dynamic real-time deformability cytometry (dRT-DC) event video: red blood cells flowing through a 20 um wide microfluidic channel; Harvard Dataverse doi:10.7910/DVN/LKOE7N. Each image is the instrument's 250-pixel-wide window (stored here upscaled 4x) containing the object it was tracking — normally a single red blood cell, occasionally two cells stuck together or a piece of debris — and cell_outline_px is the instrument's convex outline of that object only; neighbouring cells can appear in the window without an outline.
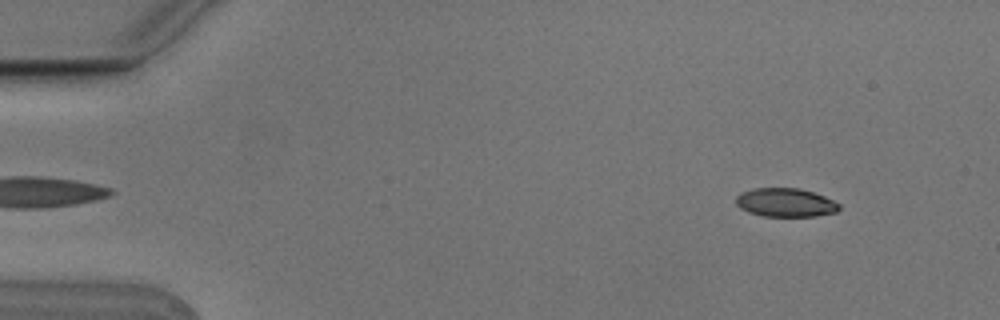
{"species": "Egyptian fruit bat (a non-hibernating species)", "species_latin": "Rousettus aegyptiacus", "temperature_condition": "cold", "stored_images_in_passage": 5, "camera_frame_rate_fps": 3000, "um_per_image_px": 0.085, "animal": {"sex": "male"}, "frame": {"image": 1, "passage_image": 1, "time_ms": 0.0, "image_size_px": [1000, 320], "cell_outline_px": [[840, 208], [836, 212], [816, 216], [764, 216], [748, 212], [740, 208], [736, 204], [736, 196], [740, 192], [752, 188], [800, 188], [824, 196], [840, 204]], "centroid_in_image_um": [66.74, 17.21], "position_along_channel_um": 18.3, "area_um2": 17.28}}